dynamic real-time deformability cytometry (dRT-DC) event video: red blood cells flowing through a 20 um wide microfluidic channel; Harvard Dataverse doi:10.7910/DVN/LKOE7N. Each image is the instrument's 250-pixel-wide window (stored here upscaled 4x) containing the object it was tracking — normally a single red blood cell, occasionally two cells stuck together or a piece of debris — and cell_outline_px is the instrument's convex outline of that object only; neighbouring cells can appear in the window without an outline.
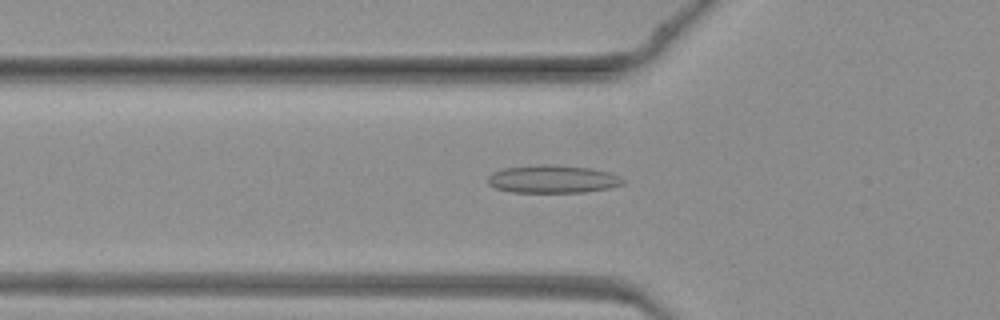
{"species": "common noctule bat (a hibernating species)", "species_latin": "Nyctalus noctula", "temperature_condition": "warm", "stored_images_in_passage": 46, "camera_frame_rate_fps": 3000, "um_per_image_px": 0.085, "animal": {"sex": "female", "body_mass_g": 19.3, "forearm_length_mm": 54.1}, "frame": {"image": 1, "passage_image": 16, "time_ms": 5.0, "image_size_px": [1000, 320], "cell_outline_px": [[624, 184], [612, 188], [584, 192], [512, 192], [496, 188], [488, 184], [488, 176], [492, 172], [504, 168], [540, 164], [552, 164], [592, 168], [608, 172], [620, 176], [624, 180]], "centroid_in_image_um": [47.0, 15.22], "position_along_channel_um": 78.8, "area_um2": 22.14}}
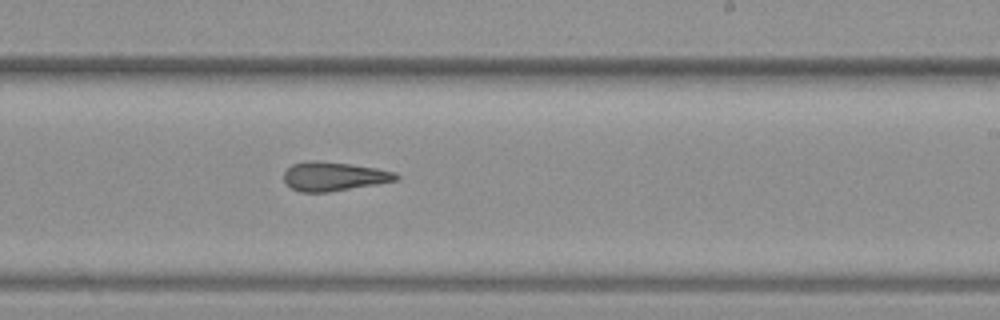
{"frame": {"image": 2, "passage_image": 28, "time_ms": 9.0, "image_size_px": [1000, 320], "cell_outline_px": [[400, 180], [328, 192], [300, 192], [292, 188], [284, 180], [284, 172], [292, 164], [304, 160], [308, 160], [348, 164], [376, 168], [396, 172], [400, 176]], "centroid_in_image_um": [28.39, 14.99], "position_along_channel_um": 260.6, "area_um2": 18.84}}
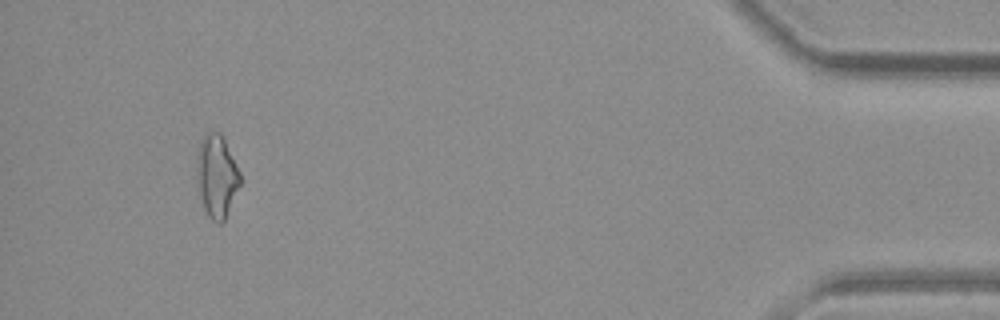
{"frame": {"image": 3, "passage_image": 43, "time_ms": 14.0, "image_size_px": [1000, 320], "cell_outline_px": [[240, 184], [224, 220], [220, 224], [212, 220], [208, 216], [200, 200], [196, 188], [196, 156], [200, 144], [204, 136], [208, 132], [220, 132], [240, 172]], "centroid_in_image_um": [18.38, 14.99], "position_along_channel_um": 416.8, "area_um2": 20.87}}